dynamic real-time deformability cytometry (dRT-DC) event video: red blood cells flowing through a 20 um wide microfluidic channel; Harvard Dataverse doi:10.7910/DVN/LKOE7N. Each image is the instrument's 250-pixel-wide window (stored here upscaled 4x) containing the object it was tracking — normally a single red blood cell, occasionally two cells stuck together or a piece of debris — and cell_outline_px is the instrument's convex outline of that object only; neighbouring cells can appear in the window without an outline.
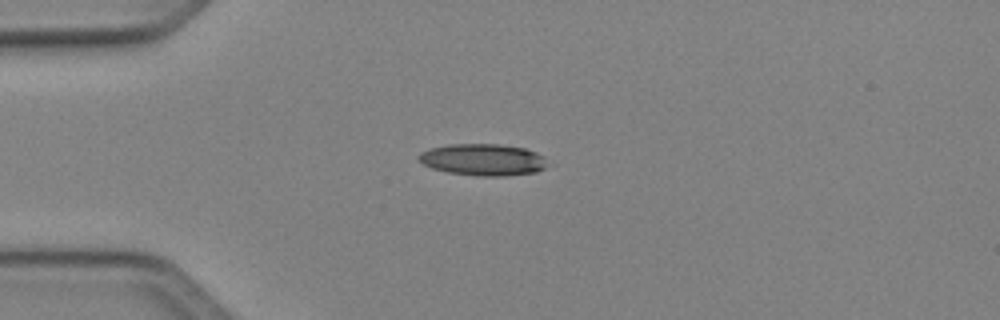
{"species": "Egyptian fruit bat (a non-hibernating species)", "species_latin": "Rousettus aegyptiacus", "temperature_condition": "cold", "stored_images_in_passage": 38, "camera_frame_rate_fps": 3000, "um_per_image_px": 0.085, "animal": {"sex": "female"}, "frame": {"image": 1, "passage_image": 1, "time_ms": 0.0, "image_size_px": [1000, 320], "cell_outline_px": [[544, 168], [536, 172], [504, 176], [480, 176], [448, 172], [432, 168], [424, 164], [416, 156], [420, 152], [432, 148], [448, 144], [500, 144], [524, 148], [536, 152], [544, 156]], "centroid_in_image_um": [41.03, 13.57], "position_along_channel_um": 44.0, "area_um2": 23.64}}
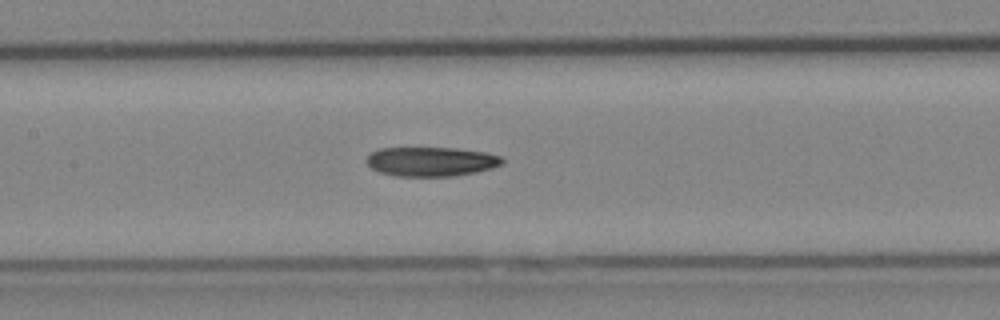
{"frame": {"image": 2, "passage_image": 12, "time_ms": 3.667, "image_size_px": [1000, 320], "cell_outline_px": [[504, 160], [500, 164], [492, 168], [476, 172], [452, 176], [396, 176], [380, 172], [372, 168], [364, 160], [372, 152], [380, 148], [456, 148], [484, 152], [500, 156]], "centroid_in_image_um": [36.62, 13.73], "position_along_channel_um": 170.8, "area_um2": 23.06}}
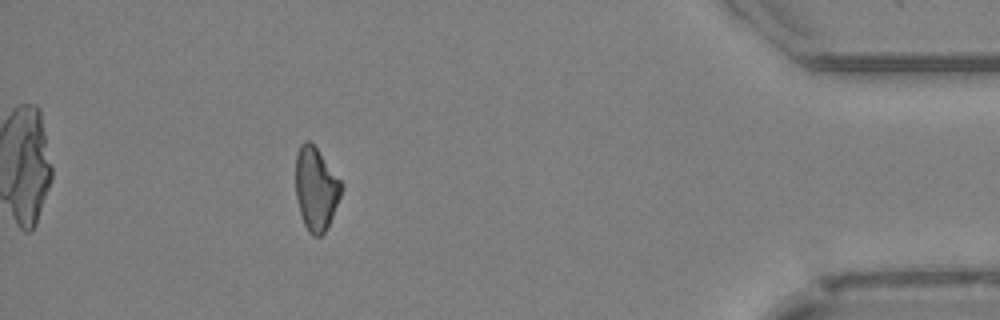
{"frame": {"image": 3, "passage_image": 33, "time_ms": 10.667, "image_size_px": [1000, 320], "cell_outline_px": [[344, 188], [332, 216], [324, 232], [320, 236], [312, 236], [308, 232], [304, 224], [300, 212], [296, 196], [296, 156], [300, 144], [304, 140], [308, 140], [316, 148], [344, 184]], "centroid_in_image_um": [26.86, 16.04], "position_along_channel_um": 408.3, "area_um2": 22.02}}